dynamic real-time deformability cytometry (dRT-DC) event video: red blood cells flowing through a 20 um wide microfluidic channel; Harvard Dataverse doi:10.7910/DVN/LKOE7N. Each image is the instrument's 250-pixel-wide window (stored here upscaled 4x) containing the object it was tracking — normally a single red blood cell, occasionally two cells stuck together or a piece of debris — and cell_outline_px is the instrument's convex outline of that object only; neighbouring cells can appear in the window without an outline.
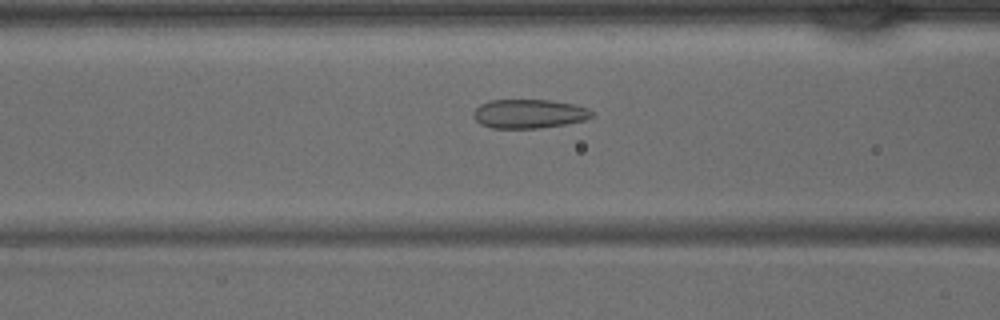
{"species": "common noctule bat (a hibernating species)", "species_latin": "Nyctalus noctula", "temperature_condition": "warm", "stored_images_in_passage": 41, "camera_frame_rate_fps": 3000, "um_per_image_px": 0.085, "animal": {"sex": "male", "body_mass_g": 15.6}, "frame": {"image": 1, "passage_image": 16, "time_ms": 5.0, "image_size_px": [1000, 320], "cell_outline_px": [[592, 116], [584, 120], [564, 124], [540, 128], [492, 128], [480, 124], [472, 116], [472, 112], [480, 104], [488, 100], [552, 100], [572, 104], [588, 108], [592, 112]], "centroid_in_image_um": [44.91, 9.66], "position_along_channel_um": 121.7, "area_um2": 20.0}}
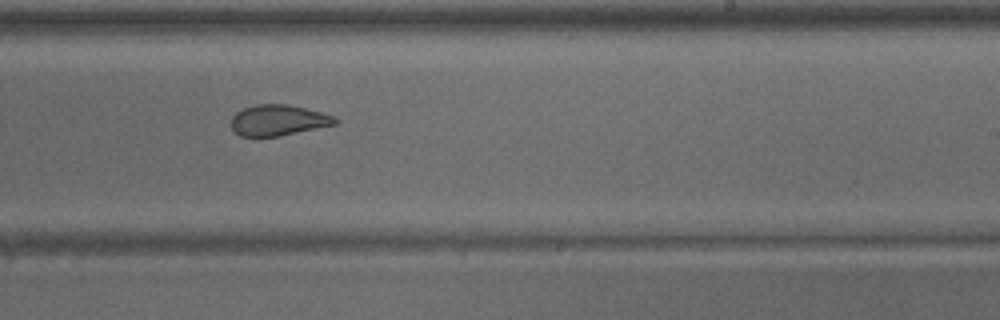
{"frame": {"image": 2, "passage_image": 25, "time_ms": 8.0, "image_size_px": [1000, 320], "cell_outline_px": [[340, 120], [336, 124], [276, 136], [240, 136], [232, 128], [232, 116], [236, 112], [244, 108], [256, 104], [288, 104], [320, 112], [332, 116]], "centroid_in_image_um": [23.63, 10.21], "position_along_channel_um": 265.4, "area_um2": 18.32}}
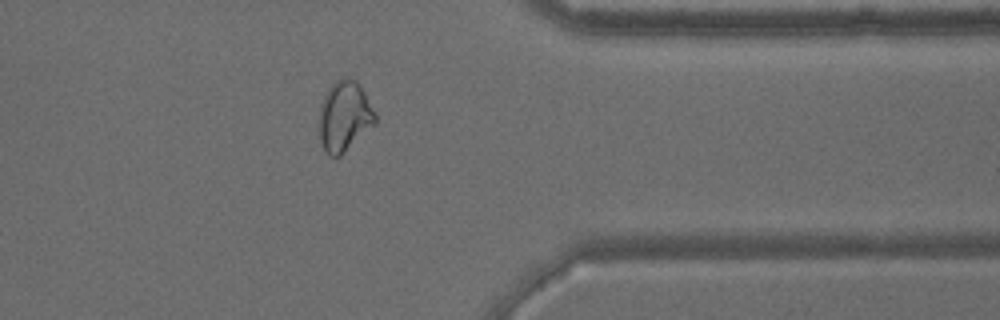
{"frame": {"image": 3, "passage_image": 33, "time_ms": 10.667, "image_size_px": [1000, 320], "cell_outline_px": [[376, 124], [340, 156], [332, 156], [324, 148], [320, 140], [320, 104], [328, 88], [336, 80], [344, 76], [348, 76], [356, 80], [360, 84], [376, 112]], "centroid_in_image_um": [29.31, 9.84], "position_along_channel_um": 382.1, "area_um2": 23.06}}